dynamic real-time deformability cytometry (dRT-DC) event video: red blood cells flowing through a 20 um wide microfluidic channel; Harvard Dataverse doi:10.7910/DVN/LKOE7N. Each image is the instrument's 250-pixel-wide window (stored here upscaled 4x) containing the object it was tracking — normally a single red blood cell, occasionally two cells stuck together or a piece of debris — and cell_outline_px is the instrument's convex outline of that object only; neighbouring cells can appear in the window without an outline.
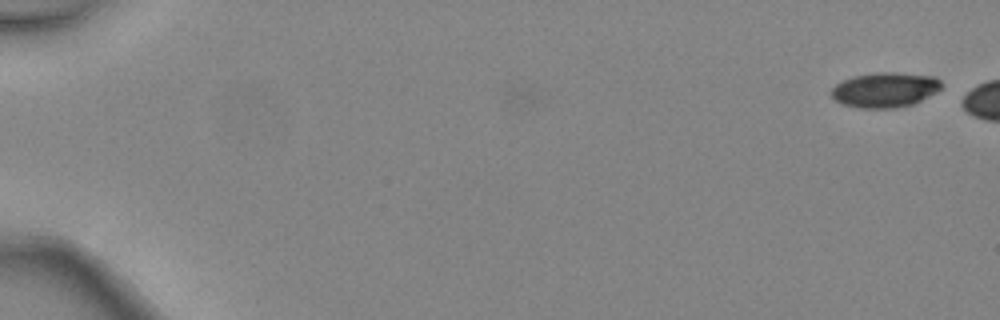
{"species": "common noctule bat (a hibernating species)", "species_latin": "Nyctalus noctula", "temperature_condition": "warm", "stored_images_in_passage": 3, "camera_frame_rate_fps": 3000, "um_per_image_px": 0.085, "animal": {"sex": "female", "body_mass_g": 24.6, "forearm_length_mm": 56.2}, "frame": {"image": 1, "passage_image": 1, "time_ms": 0.0, "image_size_px": [1000, 320], "cell_outline_px": [[944, 84], [936, 92], [912, 104], [896, 108], [860, 108], [840, 104], [832, 96], [832, 88], [836, 84], [844, 80], [856, 76], [880, 72], [892, 72], [936, 76]], "centroid_in_image_um": [75.24, 7.64], "position_along_channel_um": 9.8, "area_um2": 22.31}}